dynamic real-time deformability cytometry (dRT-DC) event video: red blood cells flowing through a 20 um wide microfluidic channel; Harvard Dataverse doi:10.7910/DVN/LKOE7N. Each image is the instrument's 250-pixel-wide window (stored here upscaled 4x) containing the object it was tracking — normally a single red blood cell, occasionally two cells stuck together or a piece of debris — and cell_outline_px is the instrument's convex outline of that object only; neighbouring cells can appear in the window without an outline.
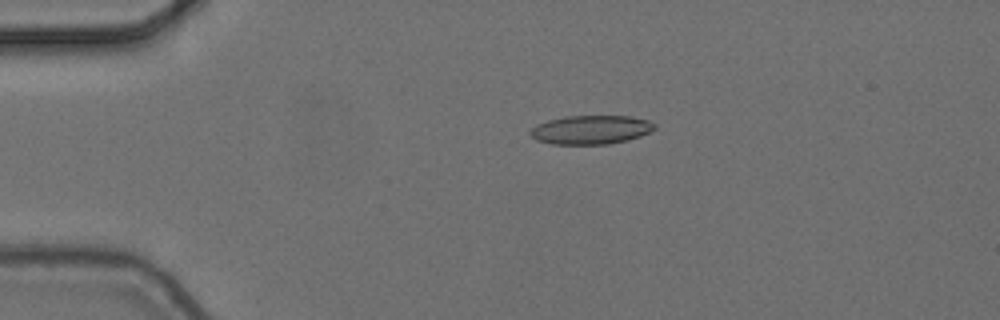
{"species": "common noctule bat (a hibernating species)", "species_latin": "Nyctalus noctula", "temperature_condition": "cold", "stored_images_in_passage": 6, "camera_frame_rate_fps": 3000, "um_per_image_px": 0.085, "animal": {"sex": "female", "body_mass_g": 24.6, "forearm_length_mm": 56.2}, "frame": {"image": 1, "passage_image": 3, "time_ms": 0.667, "image_size_px": [1000, 320], "cell_outline_px": [[656, 128], [640, 136], [628, 140], [608, 144], [552, 144], [536, 140], [528, 132], [536, 124], [548, 120], [564, 116], [628, 116], [648, 120], [656, 124]], "centroid_in_image_um": [50.21, 11.03], "position_along_channel_um": 34.8, "area_um2": 20.92}}
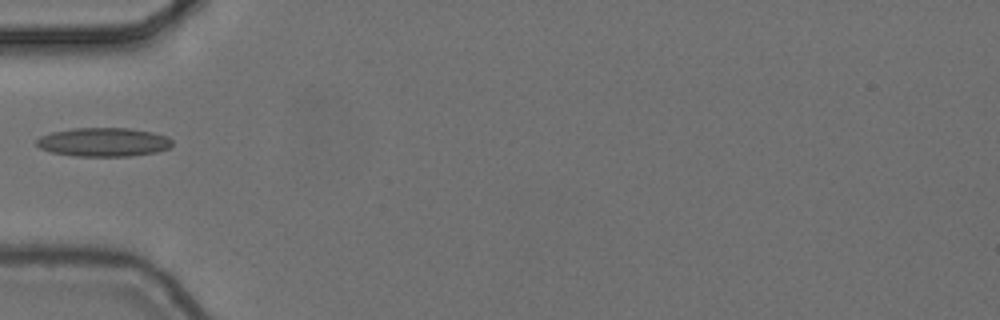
{"frame": {"image": 2, "passage_image": 5, "time_ms": 1.333, "image_size_px": [1000, 320], "cell_outline_px": [[172, 144], [168, 148], [156, 152], [132, 156], [76, 156], [52, 152], [40, 148], [36, 144], [36, 140], [40, 136], [52, 132], [72, 128], [128, 128], [152, 132], [168, 136], [172, 140]], "centroid_in_image_um": [8.8, 12.07], "position_along_channel_um": 76.2, "area_um2": 22.77}}
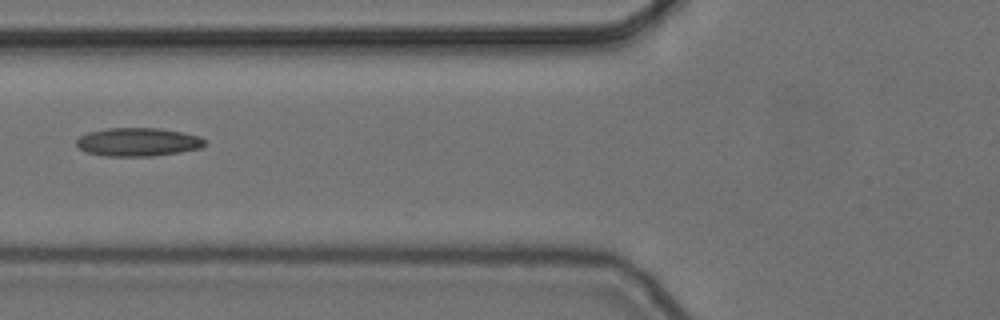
{"frame": {"image": 3, "passage_image": 6, "time_ms": 1.667, "image_size_px": [1000, 320], "cell_outline_px": [[208, 140], [200, 148], [180, 152], [152, 156], [108, 156], [84, 152], [76, 144], [76, 140], [80, 136], [88, 132], [108, 128], [160, 128], [200, 136]], "centroid_in_image_um": [11.73, 12.07], "position_along_channel_um": 114.1, "area_um2": 21.27}}